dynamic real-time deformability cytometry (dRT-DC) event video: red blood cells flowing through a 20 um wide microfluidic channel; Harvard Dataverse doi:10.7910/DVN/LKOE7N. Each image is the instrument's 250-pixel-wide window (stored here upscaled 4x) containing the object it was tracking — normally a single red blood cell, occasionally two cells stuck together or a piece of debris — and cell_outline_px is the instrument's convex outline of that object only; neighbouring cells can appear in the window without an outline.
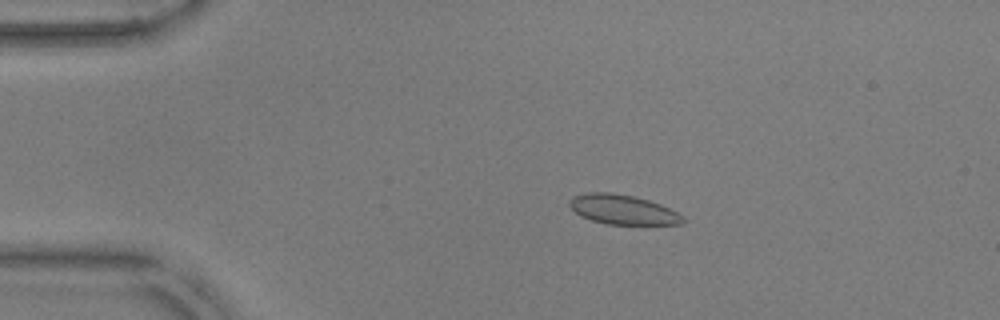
{"species": "common noctule bat (a hibernating species)", "species_latin": "Nyctalus noctula", "temperature_condition": "warm", "stored_images_in_passage": 52, "camera_frame_rate_fps": 3000, "um_per_image_px": 0.085, "animal": {"sex": "male", "body_mass_g": 17.9, "forearm_length_mm": 54.2}, "frame": {"image": 1, "passage_image": 10, "time_ms": 3.0, "image_size_px": [1000, 320], "cell_outline_px": [[684, 220], [680, 224], [608, 224], [592, 220], [580, 216], [568, 204], [568, 200], [576, 196], [588, 192], [608, 192], [632, 196], [648, 200], [660, 204], [684, 216]], "centroid_in_image_um": [52.92, 17.81], "position_along_channel_um": 32.1, "area_um2": 19.25}}
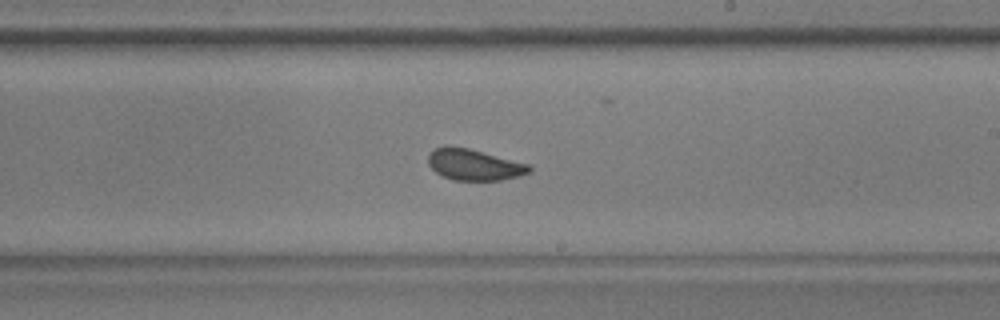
{"frame": {"image": 2, "passage_image": 31, "time_ms": 10.0, "image_size_px": [1000, 320], "cell_outline_px": [[532, 172], [520, 176], [500, 180], [452, 180], [440, 176], [428, 164], [428, 156], [436, 148], [444, 144], [468, 148], [528, 164], [532, 168]], "centroid_in_image_um": [40.28, 14.0], "position_along_channel_um": 248.7, "area_um2": 18.44}}
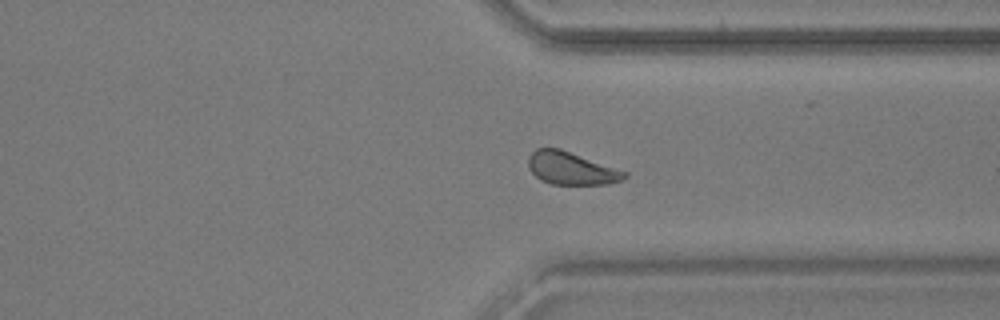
{"frame": {"image": 3, "passage_image": 40, "time_ms": 13.0, "image_size_px": [1000, 320], "cell_outline_px": [[628, 176], [620, 180], [608, 184], [552, 184], [540, 180], [528, 168], [528, 156], [536, 148], [560, 148], [628, 172]], "centroid_in_image_um": [48.54, 14.3], "position_along_channel_um": 362.9, "area_um2": 18.32}, "authors_computed_cell_mechanics": {"area_um2": 19.1029, "velocity_mm_per_s": 3.8024, "shape_relaxation_time_tau1_ms": 6.3816, "shape_relaxation_time_tau2_ms": null, "deformation_change_tau1": 0.1027, "deformation_change_tau2": null}}